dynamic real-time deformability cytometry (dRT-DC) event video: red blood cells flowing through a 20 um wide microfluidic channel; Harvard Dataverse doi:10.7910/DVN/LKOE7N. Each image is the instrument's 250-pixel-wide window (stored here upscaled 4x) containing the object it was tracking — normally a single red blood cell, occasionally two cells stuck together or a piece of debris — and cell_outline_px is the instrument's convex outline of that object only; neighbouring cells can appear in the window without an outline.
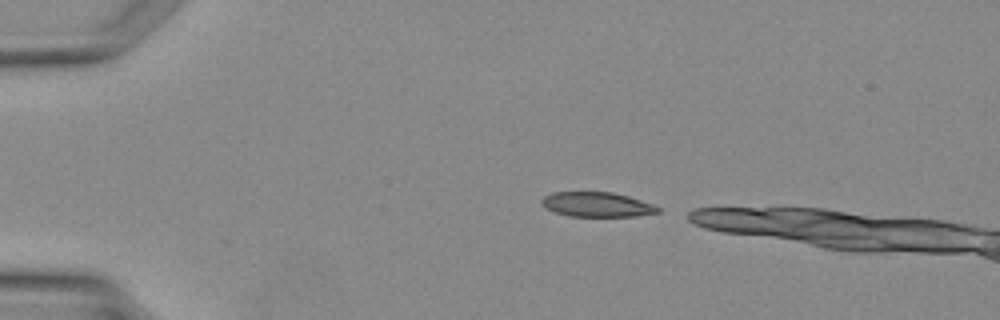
{"species": "Egyptian fruit bat (a non-hibernating species)", "species_latin": "Rousettus aegyptiacus", "temperature_condition": "warm", "stored_images_in_passage": 2, "camera_frame_rate_fps": 3000, "um_per_image_px": 0.085, "animal": {"sex": "female"}, "frame": {"image": 1, "passage_image": 1, "time_ms": 0.0, "image_size_px": [1000, 320], "cell_outline_px": [[660, 212], [636, 216], [568, 216], [544, 208], [540, 200], [544, 196], [552, 192], [612, 192], [628, 196], [652, 204], [660, 208]], "centroid_in_image_um": [50.71, 17.38], "position_along_channel_um": 34.3, "area_um2": 16.7}}